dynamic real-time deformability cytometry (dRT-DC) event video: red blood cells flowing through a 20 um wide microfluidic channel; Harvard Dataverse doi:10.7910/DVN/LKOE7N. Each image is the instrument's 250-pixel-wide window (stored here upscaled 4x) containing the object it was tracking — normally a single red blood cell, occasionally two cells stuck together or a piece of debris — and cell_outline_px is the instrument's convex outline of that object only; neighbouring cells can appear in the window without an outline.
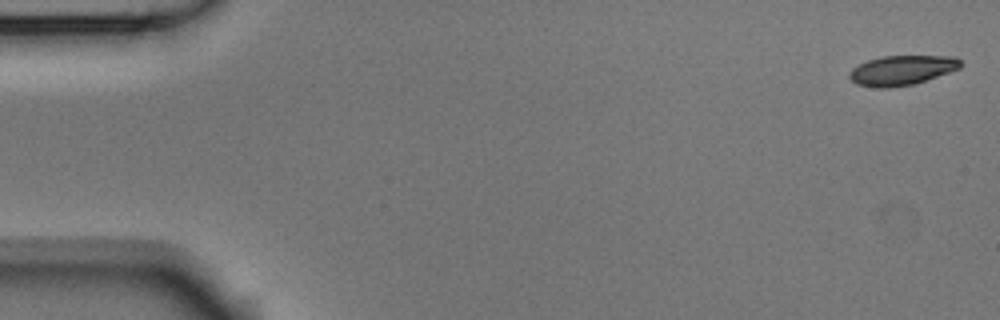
{"species": "Egyptian fruit bat (a non-hibernating species)", "species_latin": "Rousettus aegyptiacus", "temperature_condition": "room temperature", "stored_images_in_passage": 53, "camera_frame_rate_fps": 3000, "um_per_image_px": 0.085, "animal": {"sex": "male"}, "frame": {"image": 1, "passage_image": 1, "time_ms": 0.0, "image_size_px": [1000, 320], "cell_outline_px": [[964, 64], [960, 68], [916, 84], [888, 88], [876, 88], [856, 84], [848, 76], [848, 72], [852, 68], [868, 60], [880, 56], [956, 56]], "centroid_in_image_um": [76.66, 5.97], "position_along_channel_um": 8.3, "area_um2": 19.48}}
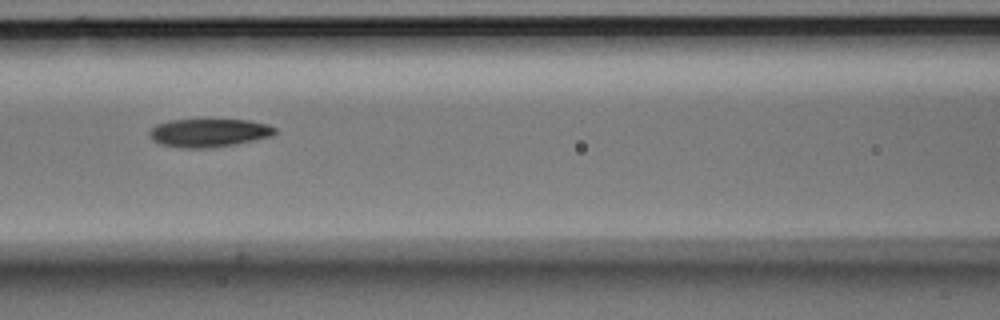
{"frame": {"image": 2, "passage_image": 23, "time_ms": 7.333, "image_size_px": [1000, 320], "cell_outline_px": [[276, 132], [272, 136], [236, 144], [212, 148], [180, 148], [160, 144], [152, 140], [148, 136], [148, 132], [156, 124], [168, 120], [248, 120], [268, 124], [276, 128]], "centroid_in_image_um": [17.73, 11.3], "position_along_channel_um": 148.9, "area_um2": 20.87}}
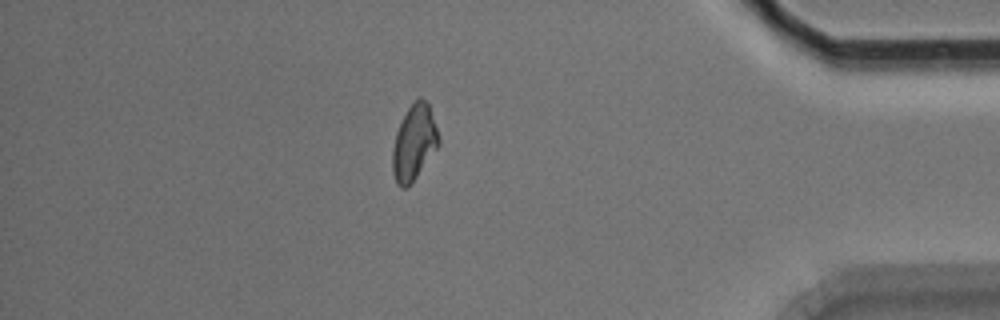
{"frame": {"image": 3, "passage_image": 46, "time_ms": 15.0, "image_size_px": [1000, 320], "cell_outline_px": [[440, 144], [408, 188], [400, 188], [396, 184], [392, 172], [392, 148], [396, 132], [408, 108], [420, 96], [428, 104], [440, 140]], "centroid_in_image_um": [35.17, 12.18], "position_along_channel_um": 400.0, "area_um2": 20.11}, "authors_computed_cell_mechanics": {"area_um2": 20.6924, "velocity_mm_per_s": 3.7618, "shape_relaxation_time_tau1_ms": 3.508, "shape_relaxation_time_tau2_ms": 6.4697, "deformation_change_tau1": 0.1279, "deformation_change_tau2": 0.1357}}